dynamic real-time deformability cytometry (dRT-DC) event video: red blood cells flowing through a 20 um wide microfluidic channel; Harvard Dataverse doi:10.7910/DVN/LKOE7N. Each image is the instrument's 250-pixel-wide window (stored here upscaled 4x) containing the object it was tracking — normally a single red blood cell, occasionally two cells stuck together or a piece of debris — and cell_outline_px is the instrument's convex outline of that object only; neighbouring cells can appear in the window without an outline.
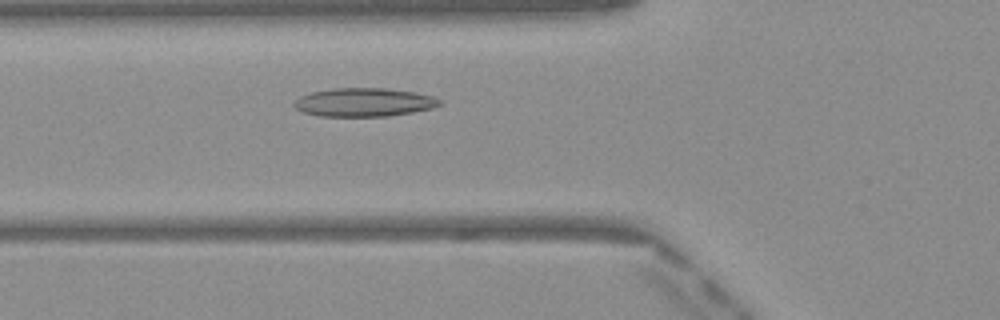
{"species": "Egyptian fruit bat (a non-hibernating species)", "species_latin": "Rousettus aegyptiacus", "temperature_condition": "warm", "stored_images_in_passage": 41, "camera_frame_rate_fps": 3000, "um_per_image_px": 0.085, "frame": {"image": 1, "passage_image": 10, "time_ms": 3.0, "image_size_px": [1000, 320], "cell_outline_px": [[444, 104], [432, 108], [412, 112], [388, 116], [320, 116], [304, 112], [296, 108], [292, 104], [300, 96], [312, 92], [332, 88], [384, 88], [412, 92], [432, 96], [444, 100]], "centroid_in_image_um": [30.97, 8.69], "position_along_channel_um": 94.8, "area_um2": 24.16}}
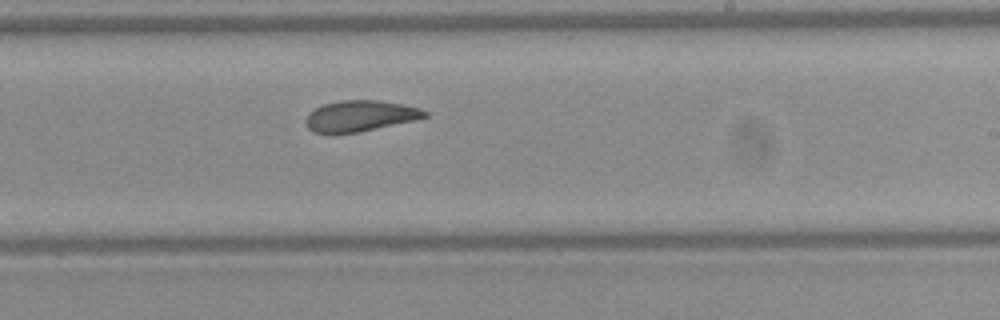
{"frame": {"image": 2, "passage_image": 22, "time_ms": 7.0, "image_size_px": [1000, 320], "cell_outline_px": [[428, 116], [416, 120], [356, 132], [312, 132], [304, 124], [304, 120], [308, 112], [324, 104], [340, 100], [376, 100], [400, 104], [420, 108], [428, 112]], "centroid_in_image_um": [30.59, 9.84], "position_along_channel_um": 258.4, "area_um2": 21.21}}
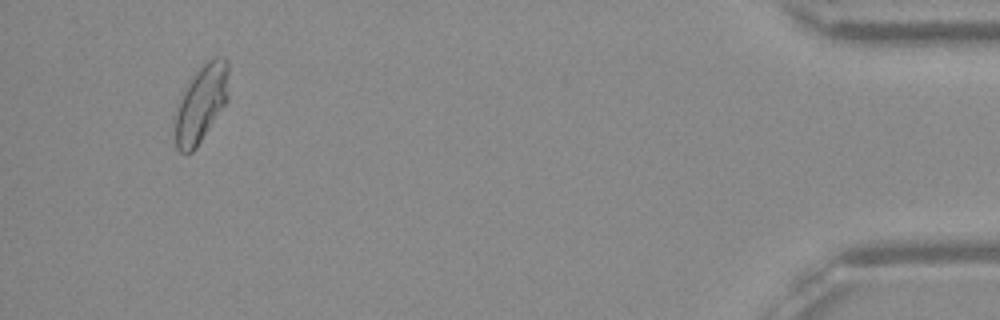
{"frame": {"image": 3, "passage_image": 39, "time_ms": 12.667, "image_size_px": [1000, 320], "cell_outline_px": [[228, 100], [196, 148], [192, 152], [180, 152], [176, 148], [172, 116], [176, 104], [180, 96], [196, 72], [208, 60], [216, 56], [224, 56], [228, 60]], "centroid_in_image_um": [17.06, 8.82], "position_along_channel_um": 418.1, "area_um2": 24.57}, "authors_computed_cell_mechanics": {"area_um2": 22.7154, "velocity_mm_per_s": 4.0704, "shape_relaxation_time_tau1_ms": null, "shape_relaxation_time_tau2_ms": 2.2898, "deformation_change_tau1": null, "deformation_change_tau2": 0.0706}}